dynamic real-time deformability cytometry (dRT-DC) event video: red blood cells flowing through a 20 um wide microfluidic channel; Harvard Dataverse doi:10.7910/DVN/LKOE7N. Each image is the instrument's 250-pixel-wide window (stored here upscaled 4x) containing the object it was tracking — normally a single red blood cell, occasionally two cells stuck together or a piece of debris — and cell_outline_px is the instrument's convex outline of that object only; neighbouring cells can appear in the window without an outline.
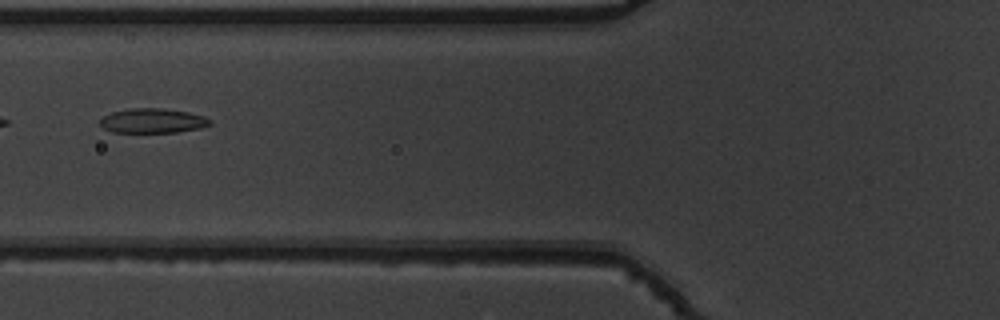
{"species": "common noctule bat (a hibernating species)", "species_latin": "Nyctalus noctula", "temperature_condition": "warm", "stored_images_in_passage": 34, "camera_frame_rate_fps": 3000, "um_per_image_px": 0.085, "animal": {"sex": "male", "body_mass_g": 19.5, "forearm_length_mm": 54.6}, "frame": {"image": 1, "passage_image": 4, "time_ms": 1.0, "image_size_px": [1000, 320], "cell_outline_px": [[212, 124], [200, 128], [176, 132], [112, 132], [104, 128], [100, 124], [100, 120], [104, 116], [112, 112], [128, 108], [164, 108], [188, 112], [204, 116], [212, 120]], "centroid_in_image_um": [12.99, 10.26], "position_along_channel_um": 112.8, "area_um2": 15.78}}
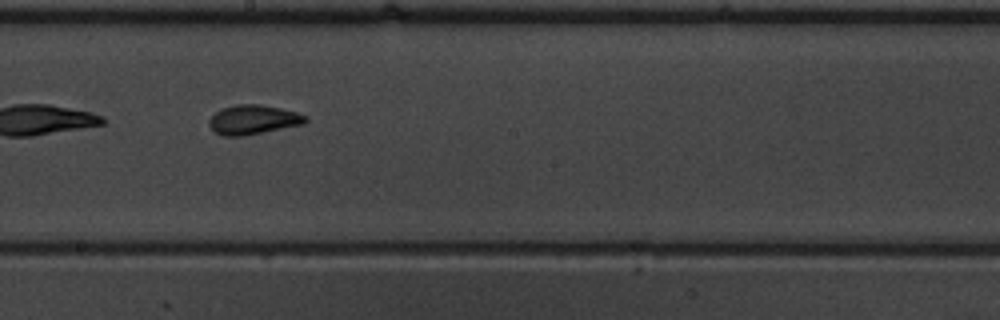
{"frame": {"image": 2, "passage_image": 13, "time_ms": 4.0, "image_size_px": [1000, 320], "cell_outline_px": [[308, 120], [304, 124], [244, 136], [224, 136], [216, 132], [208, 124], [208, 120], [220, 108], [240, 104], [260, 104], [280, 108], [296, 112], [308, 116]], "centroid_in_image_um": [21.53, 10.17], "position_along_channel_um": 226.7, "area_um2": 16.53}}
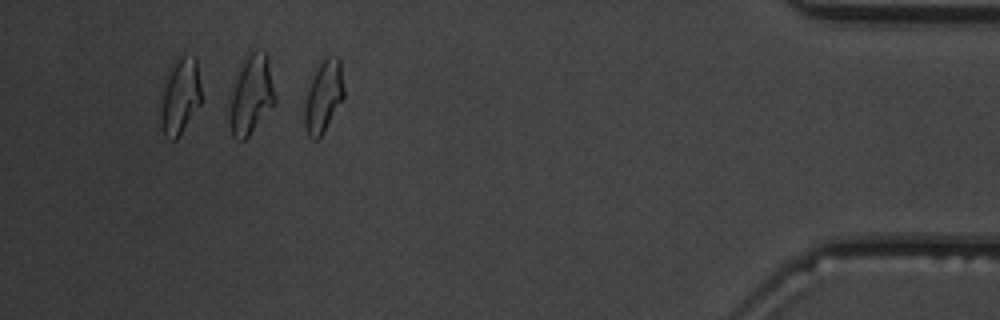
{"frame": {"image": 3, "passage_image": 31, "time_ms": 10.0, "image_size_px": [1000, 320], "cell_outline_px": [[344, 96], [320, 136], [316, 140], [312, 140], [308, 136], [304, 124], [304, 100], [308, 88], [320, 64], [328, 56], [336, 56], [340, 60], [344, 88]], "centroid_in_image_um": [27.48, 8.21], "position_along_channel_um": 407.7, "area_um2": 16.07}}